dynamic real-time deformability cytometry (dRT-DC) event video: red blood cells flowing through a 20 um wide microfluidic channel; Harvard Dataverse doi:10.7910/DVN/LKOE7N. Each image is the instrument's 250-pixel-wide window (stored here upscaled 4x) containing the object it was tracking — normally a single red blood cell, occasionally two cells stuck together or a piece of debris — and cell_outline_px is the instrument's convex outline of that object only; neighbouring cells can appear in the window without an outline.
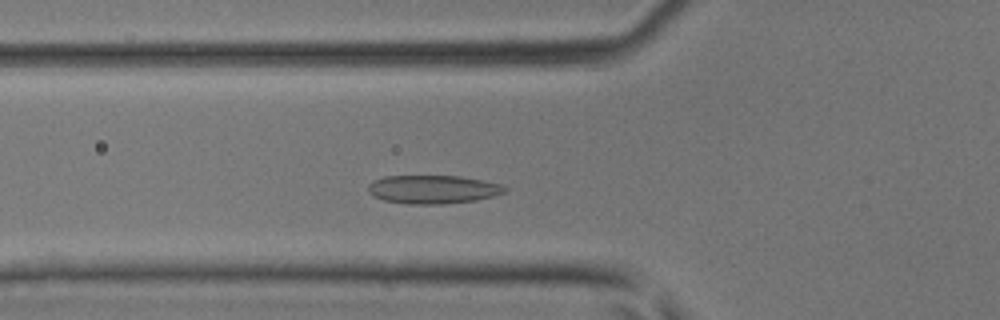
{"species": "common noctule bat (a hibernating species)", "species_latin": "Nyctalus noctula", "temperature_condition": "room temperature", "stored_images_in_passage": 40, "camera_frame_rate_fps": 3000, "um_per_image_px": 0.085, "animal": {"sex": "male", "body_mass_g": 17.9, "forearm_length_mm": 54.2}, "frame": {"image": 1, "passage_image": 11, "time_ms": 3.333, "image_size_px": [1000, 320], "cell_outline_px": [[508, 192], [476, 200], [444, 204], [408, 204], [384, 200], [372, 196], [368, 192], [368, 184], [372, 180], [384, 176], [460, 176], [484, 180], [500, 184], [508, 188]], "centroid_in_image_um": [36.79, 16.09], "position_along_channel_um": 89.0, "area_um2": 22.89}}
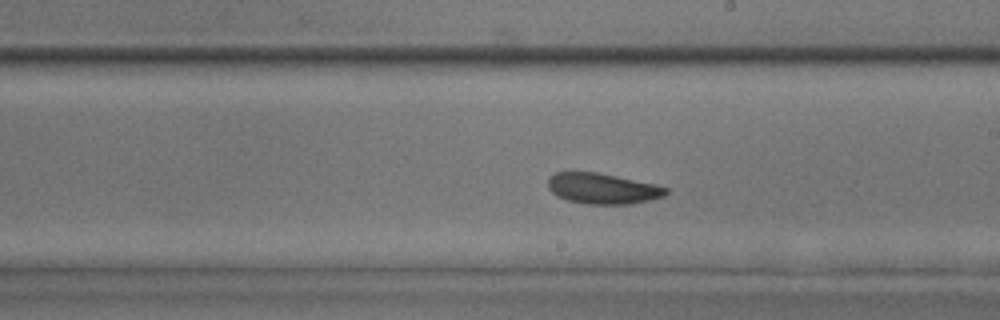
{"frame": {"image": 2, "passage_image": 21, "time_ms": 6.667, "image_size_px": [1000, 320], "cell_outline_px": [[668, 192], [664, 196], [632, 204], [588, 204], [568, 200], [552, 192], [548, 188], [548, 180], [556, 172], [596, 172], [656, 184], [668, 188]], "centroid_in_image_um": [51.25, 16.02], "position_along_channel_um": 237.7, "area_um2": 20.87}}
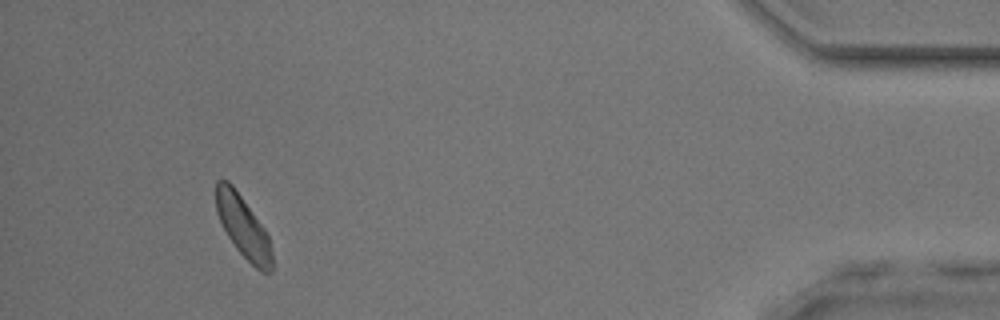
{"frame": {"image": 3, "passage_image": 37, "time_ms": 12.0, "image_size_px": [1000, 320], "cell_outline_px": [[272, 268], [268, 272], [260, 272], [236, 248], [228, 236], [216, 212], [216, 180], [228, 180], [232, 184], [264, 228], [268, 236], [272, 252]], "centroid_in_image_um": [20.66, 19.27], "position_along_channel_um": 414.5, "area_um2": 19.77}}